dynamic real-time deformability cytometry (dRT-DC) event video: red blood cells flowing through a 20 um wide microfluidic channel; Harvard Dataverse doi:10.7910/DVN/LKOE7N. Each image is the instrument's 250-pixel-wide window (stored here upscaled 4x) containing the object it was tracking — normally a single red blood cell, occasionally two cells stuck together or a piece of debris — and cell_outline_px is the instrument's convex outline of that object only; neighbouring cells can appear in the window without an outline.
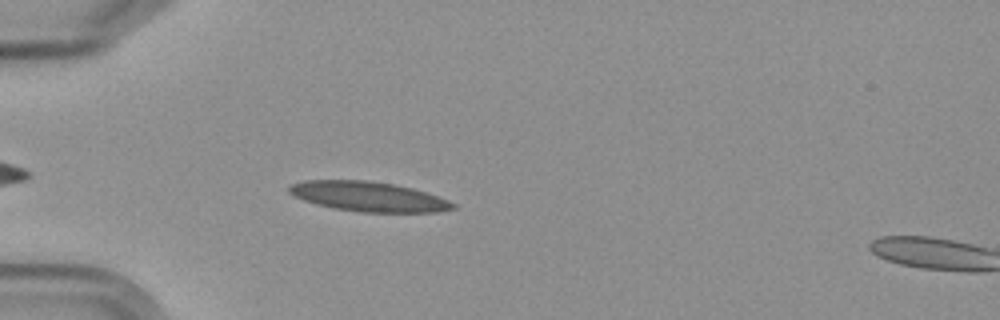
{"species": "Egyptian fruit bat (a non-hibernating species)", "species_latin": "Rousettus aegyptiacus", "temperature_condition": "cold", "stored_images_in_passage": 3, "segment_of_instrument_passage": [1, 2], "camera_frame_rate_fps": 3000, "um_per_image_px": 0.085, "frame": {"image": 1, "passage_image": 2, "time_ms": 1.0, "image_size_px": [1000, 320], "cell_outline_px": [[456, 208], [440, 212], [360, 212], [332, 208], [316, 204], [292, 196], [288, 192], [288, 184], [304, 180], [368, 180], [392, 184], [412, 188], [448, 200], [456, 204]], "centroid_in_image_um": [31.26, 16.7], "position_along_channel_um": 53.7, "area_um2": 28.55}}